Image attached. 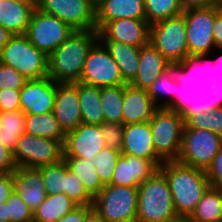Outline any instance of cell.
Masks as SVG:
<instances>
[{
  "mask_svg": "<svg viewBox=\"0 0 222 222\" xmlns=\"http://www.w3.org/2000/svg\"><path fill=\"white\" fill-rule=\"evenodd\" d=\"M222 9V5L216 4L206 8H191L183 11L186 20V38L189 53V69H198L207 72L210 80H221L222 77V55L219 59H213L214 68L204 69L203 64H210L206 57L215 47L213 39V25L215 17ZM205 60H207L205 62ZM201 65V66H200ZM205 71H204V70ZM215 69V70H214ZM216 73V74H215ZM220 75L218 76V74ZM215 74V75H213Z\"/></svg>",
  "mask_w": 222,
  "mask_h": 222,
  "instance_id": "cell-1",
  "label": "cell"
},
{
  "mask_svg": "<svg viewBox=\"0 0 222 222\" xmlns=\"http://www.w3.org/2000/svg\"><path fill=\"white\" fill-rule=\"evenodd\" d=\"M98 41V30H74L48 56V76L57 84L80 81L89 50Z\"/></svg>",
  "mask_w": 222,
  "mask_h": 222,
  "instance_id": "cell-2",
  "label": "cell"
},
{
  "mask_svg": "<svg viewBox=\"0 0 222 222\" xmlns=\"http://www.w3.org/2000/svg\"><path fill=\"white\" fill-rule=\"evenodd\" d=\"M159 170L168 180L178 216H190L210 187L206 170L175 161H164Z\"/></svg>",
  "mask_w": 222,
  "mask_h": 222,
  "instance_id": "cell-3",
  "label": "cell"
},
{
  "mask_svg": "<svg viewBox=\"0 0 222 222\" xmlns=\"http://www.w3.org/2000/svg\"><path fill=\"white\" fill-rule=\"evenodd\" d=\"M198 75H200V77ZM210 81L207 72H199L198 69H189L179 65H171L153 82L147 92L158 107L183 108ZM179 88L180 92L177 91ZM161 95H169L172 100H167L158 105L159 98L163 97Z\"/></svg>",
  "mask_w": 222,
  "mask_h": 222,
  "instance_id": "cell-4",
  "label": "cell"
},
{
  "mask_svg": "<svg viewBox=\"0 0 222 222\" xmlns=\"http://www.w3.org/2000/svg\"><path fill=\"white\" fill-rule=\"evenodd\" d=\"M177 216L168 180L158 170L138 186L136 222H167Z\"/></svg>",
  "mask_w": 222,
  "mask_h": 222,
  "instance_id": "cell-5",
  "label": "cell"
},
{
  "mask_svg": "<svg viewBox=\"0 0 222 222\" xmlns=\"http://www.w3.org/2000/svg\"><path fill=\"white\" fill-rule=\"evenodd\" d=\"M220 81L211 80L183 107L185 124L189 128L206 129L222 136V82Z\"/></svg>",
  "mask_w": 222,
  "mask_h": 222,
  "instance_id": "cell-6",
  "label": "cell"
},
{
  "mask_svg": "<svg viewBox=\"0 0 222 222\" xmlns=\"http://www.w3.org/2000/svg\"><path fill=\"white\" fill-rule=\"evenodd\" d=\"M149 42L172 65L189 68V53L184 15L150 24Z\"/></svg>",
  "mask_w": 222,
  "mask_h": 222,
  "instance_id": "cell-7",
  "label": "cell"
},
{
  "mask_svg": "<svg viewBox=\"0 0 222 222\" xmlns=\"http://www.w3.org/2000/svg\"><path fill=\"white\" fill-rule=\"evenodd\" d=\"M149 122L156 153L164 161L177 160L185 125L183 108L159 107Z\"/></svg>",
  "mask_w": 222,
  "mask_h": 222,
  "instance_id": "cell-8",
  "label": "cell"
},
{
  "mask_svg": "<svg viewBox=\"0 0 222 222\" xmlns=\"http://www.w3.org/2000/svg\"><path fill=\"white\" fill-rule=\"evenodd\" d=\"M138 187L105 185L93 197L92 209L106 222H136Z\"/></svg>",
  "mask_w": 222,
  "mask_h": 222,
  "instance_id": "cell-9",
  "label": "cell"
},
{
  "mask_svg": "<svg viewBox=\"0 0 222 222\" xmlns=\"http://www.w3.org/2000/svg\"><path fill=\"white\" fill-rule=\"evenodd\" d=\"M48 56L33 46L26 35H14L2 48L0 62L28 80L48 76Z\"/></svg>",
  "mask_w": 222,
  "mask_h": 222,
  "instance_id": "cell-10",
  "label": "cell"
},
{
  "mask_svg": "<svg viewBox=\"0 0 222 222\" xmlns=\"http://www.w3.org/2000/svg\"><path fill=\"white\" fill-rule=\"evenodd\" d=\"M222 148V136L206 129L183 128L177 162L207 170Z\"/></svg>",
  "mask_w": 222,
  "mask_h": 222,
  "instance_id": "cell-11",
  "label": "cell"
},
{
  "mask_svg": "<svg viewBox=\"0 0 222 222\" xmlns=\"http://www.w3.org/2000/svg\"><path fill=\"white\" fill-rule=\"evenodd\" d=\"M17 167H36L63 160V143L41 136L23 133L13 150Z\"/></svg>",
  "mask_w": 222,
  "mask_h": 222,
  "instance_id": "cell-12",
  "label": "cell"
},
{
  "mask_svg": "<svg viewBox=\"0 0 222 222\" xmlns=\"http://www.w3.org/2000/svg\"><path fill=\"white\" fill-rule=\"evenodd\" d=\"M73 32L68 24L56 16L35 8L25 35L33 46L49 56Z\"/></svg>",
  "mask_w": 222,
  "mask_h": 222,
  "instance_id": "cell-13",
  "label": "cell"
},
{
  "mask_svg": "<svg viewBox=\"0 0 222 222\" xmlns=\"http://www.w3.org/2000/svg\"><path fill=\"white\" fill-rule=\"evenodd\" d=\"M36 8L56 16L73 30H97L94 0H38Z\"/></svg>",
  "mask_w": 222,
  "mask_h": 222,
  "instance_id": "cell-14",
  "label": "cell"
},
{
  "mask_svg": "<svg viewBox=\"0 0 222 222\" xmlns=\"http://www.w3.org/2000/svg\"><path fill=\"white\" fill-rule=\"evenodd\" d=\"M79 82L95 87L126 85L117 63L99 40L87 54Z\"/></svg>",
  "mask_w": 222,
  "mask_h": 222,
  "instance_id": "cell-15",
  "label": "cell"
},
{
  "mask_svg": "<svg viewBox=\"0 0 222 222\" xmlns=\"http://www.w3.org/2000/svg\"><path fill=\"white\" fill-rule=\"evenodd\" d=\"M106 147L100 125H78L66 133L63 143V157H77L94 160L95 156Z\"/></svg>",
  "mask_w": 222,
  "mask_h": 222,
  "instance_id": "cell-16",
  "label": "cell"
},
{
  "mask_svg": "<svg viewBox=\"0 0 222 222\" xmlns=\"http://www.w3.org/2000/svg\"><path fill=\"white\" fill-rule=\"evenodd\" d=\"M150 24L146 19L121 18L107 21L98 30L99 41H116L134 47L149 43Z\"/></svg>",
  "mask_w": 222,
  "mask_h": 222,
  "instance_id": "cell-17",
  "label": "cell"
},
{
  "mask_svg": "<svg viewBox=\"0 0 222 222\" xmlns=\"http://www.w3.org/2000/svg\"><path fill=\"white\" fill-rule=\"evenodd\" d=\"M164 160H149L121 154L114 168L111 185L138 187L151 178Z\"/></svg>",
  "mask_w": 222,
  "mask_h": 222,
  "instance_id": "cell-18",
  "label": "cell"
},
{
  "mask_svg": "<svg viewBox=\"0 0 222 222\" xmlns=\"http://www.w3.org/2000/svg\"><path fill=\"white\" fill-rule=\"evenodd\" d=\"M57 83L49 76L27 80L20 89L21 110L37 115L53 110Z\"/></svg>",
  "mask_w": 222,
  "mask_h": 222,
  "instance_id": "cell-19",
  "label": "cell"
},
{
  "mask_svg": "<svg viewBox=\"0 0 222 222\" xmlns=\"http://www.w3.org/2000/svg\"><path fill=\"white\" fill-rule=\"evenodd\" d=\"M52 113L65 133L82 124V113L78 96V82L56 85V96Z\"/></svg>",
  "mask_w": 222,
  "mask_h": 222,
  "instance_id": "cell-20",
  "label": "cell"
},
{
  "mask_svg": "<svg viewBox=\"0 0 222 222\" xmlns=\"http://www.w3.org/2000/svg\"><path fill=\"white\" fill-rule=\"evenodd\" d=\"M12 175L14 191L34 211L47 197L40 168L17 167Z\"/></svg>",
  "mask_w": 222,
  "mask_h": 222,
  "instance_id": "cell-21",
  "label": "cell"
},
{
  "mask_svg": "<svg viewBox=\"0 0 222 222\" xmlns=\"http://www.w3.org/2000/svg\"><path fill=\"white\" fill-rule=\"evenodd\" d=\"M122 154L149 160H163L155 151L150 122L125 124Z\"/></svg>",
  "mask_w": 222,
  "mask_h": 222,
  "instance_id": "cell-22",
  "label": "cell"
},
{
  "mask_svg": "<svg viewBox=\"0 0 222 222\" xmlns=\"http://www.w3.org/2000/svg\"><path fill=\"white\" fill-rule=\"evenodd\" d=\"M158 108L147 90L123 85V125L147 122Z\"/></svg>",
  "mask_w": 222,
  "mask_h": 222,
  "instance_id": "cell-23",
  "label": "cell"
},
{
  "mask_svg": "<svg viewBox=\"0 0 222 222\" xmlns=\"http://www.w3.org/2000/svg\"><path fill=\"white\" fill-rule=\"evenodd\" d=\"M171 65L149 42L147 45L140 47L138 72L130 85L148 90L153 82Z\"/></svg>",
  "mask_w": 222,
  "mask_h": 222,
  "instance_id": "cell-24",
  "label": "cell"
},
{
  "mask_svg": "<svg viewBox=\"0 0 222 222\" xmlns=\"http://www.w3.org/2000/svg\"><path fill=\"white\" fill-rule=\"evenodd\" d=\"M121 18L146 19L144 0H99L96 3L97 30L107 21Z\"/></svg>",
  "mask_w": 222,
  "mask_h": 222,
  "instance_id": "cell-25",
  "label": "cell"
},
{
  "mask_svg": "<svg viewBox=\"0 0 222 222\" xmlns=\"http://www.w3.org/2000/svg\"><path fill=\"white\" fill-rule=\"evenodd\" d=\"M35 8L27 0H1L0 25L13 35H25Z\"/></svg>",
  "mask_w": 222,
  "mask_h": 222,
  "instance_id": "cell-26",
  "label": "cell"
},
{
  "mask_svg": "<svg viewBox=\"0 0 222 222\" xmlns=\"http://www.w3.org/2000/svg\"><path fill=\"white\" fill-rule=\"evenodd\" d=\"M117 63L121 76L130 84L138 72L140 47H134L116 41H100Z\"/></svg>",
  "mask_w": 222,
  "mask_h": 222,
  "instance_id": "cell-27",
  "label": "cell"
},
{
  "mask_svg": "<svg viewBox=\"0 0 222 222\" xmlns=\"http://www.w3.org/2000/svg\"><path fill=\"white\" fill-rule=\"evenodd\" d=\"M78 206L64 193L47 195L45 200L33 211L37 222H57Z\"/></svg>",
  "mask_w": 222,
  "mask_h": 222,
  "instance_id": "cell-28",
  "label": "cell"
},
{
  "mask_svg": "<svg viewBox=\"0 0 222 222\" xmlns=\"http://www.w3.org/2000/svg\"><path fill=\"white\" fill-rule=\"evenodd\" d=\"M78 96L82 113V123L100 125L105 122L100 102V87L78 82Z\"/></svg>",
  "mask_w": 222,
  "mask_h": 222,
  "instance_id": "cell-29",
  "label": "cell"
},
{
  "mask_svg": "<svg viewBox=\"0 0 222 222\" xmlns=\"http://www.w3.org/2000/svg\"><path fill=\"white\" fill-rule=\"evenodd\" d=\"M25 133L60 140L62 143L66 136L52 111L37 115L26 114Z\"/></svg>",
  "mask_w": 222,
  "mask_h": 222,
  "instance_id": "cell-30",
  "label": "cell"
},
{
  "mask_svg": "<svg viewBox=\"0 0 222 222\" xmlns=\"http://www.w3.org/2000/svg\"><path fill=\"white\" fill-rule=\"evenodd\" d=\"M68 170L75 174L83 183L86 191L95 197L104 188L96 169L94 167V160L80 159L77 157H63Z\"/></svg>",
  "mask_w": 222,
  "mask_h": 222,
  "instance_id": "cell-31",
  "label": "cell"
},
{
  "mask_svg": "<svg viewBox=\"0 0 222 222\" xmlns=\"http://www.w3.org/2000/svg\"><path fill=\"white\" fill-rule=\"evenodd\" d=\"M26 114L22 110L0 111V141L13 152L20 136L25 133Z\"/></svg>",
  "mask_w": 222,
  "mask_h": 222,
  "instance_id": "cell-32",
  "label": "cell"
},
{
  "mask_svg": "<svg viewBox=\"0 0 222 222\" xmlns=\"http://www.w3.org/2000/svg\"><path fill=\"white\" fill-rule=\"evenodd\" d=\"M190 217L195 222H222V198L220 189L209 187Z\"/></svg>",
  "mask_w": 222,
  "mask_h": 222,
  "instance_id": "cell-33",
  "label": "cell"
},
{
  "mask_svg": "<svg viewBox=\"0 0 222 222\" xmlns=\"http://www.w3.org/2000/svg\"><path fill=\"white\" fill-rule=\"evenodd\" d=\"M105 122L123 124V85L100 87Z\"/></svg>",
  "mask_w": 222,
  "mask_h": 222,
  "instance_id": "cell-34",
  "label": "cell"
},
{
  "mask_svg": "<svg viewBox=\"0 0 222 222\" xmlns=\"http://www.w3.org/2000/svg\"><path fill=\"white\" fill-rule=\"evenodd\" d=\"M145 17L149 24L183 13L180 0H144Z\"/></svg>",
  "mask_w": 222,
  "mask_h": 222,
  "instance_id": "cell-35",
  "label": "cell"
},
{
  "mask_svg": "<svg viewBox=\"0 0 222 222\" xmlns=\"http://www.w3.org/2000/svg\"><path fill=\"white\" fill-rule=\"evenodd\" d=\"M47 195L64 193L66 184V164L62 160L55 164L42 165L39 167Z\"/></svg>",
  "mask_w": 222,
  "mask_h": 222,
  "instance_id": "cell-36",
  "label": "cell"
},
{
  "mask_svg": "<svg viewBox=\"0 0 222 222\" xmlns=\"http://www.w3.org/2000/svg\"><path fill=\"white\" fill-rule=\"evenodd\" d=\"M121 154L119 150L104 147L95 156L94 167L104 186L111 184L114 168Z\"/></svg>",
  "mask_w": 222,
  "mask_h": 222,
  "instance_id": "cell-37",
  "label": "cell"
},
{
  "mask_svg": "<svg viewBox=\"0 0 222 222\" xmlns=\"http://www.w3.org/2000/svg\"><path fill=\"white\" fill-rule=\"evenodd\" d=\"M64 194L71 198L77 205H92L93 197L86 191L78 177L68 170L67 166Z\"/></svg>",
  "mask_w": 222,
  "mask_h": 222,
  "instance_id": "cell-38",
  "label": "cell"
},
{
  "mask_svg": "<svg viewBox=\"0 0 222 222\" xmlns=\"http://www.w3.org/2000/svg\"><path fill=\"white\" fill-rule=\"evenodd\" d=\"M6 204L7 217H10V222H27L33 220V211L15 191L9 196Z\"/></svg>",
  "mask_w": 222,
  "mask_h": 222,
  "instance_id": "cell-39",
  "label": "cell"
},
{
  "mask_svg": "<svg viewBox=\"0 0 222 222\" xmlns=\"http://www.w3.org/2000/svg\"><path fill=\"white\" fill-rule=\"evenodd\" d=\"M100 132L106 147L119 151L122 150L124 132V125L122 123L104 122L100 124Z\"/></svg>",
  "mask_w": 222,
  "mask_h": 222,
  "instance_id": "cell-40",
  "label": "cell"
},
{
  "mask_svg": "<svg viewBox=\"0 0 222 222\" xmlns=\"http://www.w3.org/2000/svg\"><path fill=\"white\" fill-rule=\"evenodd\" d=\"M27 80L16 69L0 62V89H21Z\"/></svg>",
  "mask_w": 222,
  "mask_h": 222,
  "instance_id": "cell-41",
  "label": "cell"
},
{
  "mask_svg": "<svg viewBox=\"0 0 222 222\" xmlns=\"http://www.w3.org/2000/svg\"><path fill=\"white\" fill-rule=\"evenodd\" d=\"M21 110L20 89H0V111Z\"/></svg>",
  "mask_w": 222,
  "mask_h": 222,
  "instance_id": "cell-42",
  "label": "cell"
},
{
  "mask_svg": "<svg viewBox=\"0 0 222 222\" xmlns=\"http://www.w3.org/2000/svg\"><path fill=\"white\" fill-rule=\"evenodd\" d=\"M206 174L210 182V187L222 189V148L207 168Z\"/></svg>",
  "mask_w": 222,
  "mask_h": 222,
  "instance_id": "cell-43",
  "label": "cell"
},
{
  "mask_svg": "<svg viewBox=\"0 0 222 222\" xmlns=\"http://www.w3.org/2000/svg\"><path fill=\"white\" fill-rule=\"evenodd\" d=\"M16 168L13 152L0 141V173H13Z\"/></svg>",
  "mask_w": 222,
  "mask_h": 222,
  "instance_id": "cell-44",
  "label": "cell"
},
{
  "mask_svg": "<svg viewBox=\"0 0 222 222\" xmlns=\"http://www.w3.org/2000/svg\"><path fill=\"white\" fill-rule=\"evenodd\" d=\"M92 210V205H78L57 222H85L86 216Z\"/></svg>",
  "mask_w": 222,
  "mask_h": 222,
  "instance_id": "cell-45",
  "label": "cell"
},
{
  "mask_svg": "<svg viewBox=\"0 0 222 222\" xmlns=\"http://www.w3.org/2000/svg\"><path fill=\"white\" fill-rule=\"evenodd\" d=\"M13 191L12 173H0V203H6Z\"/></svg>",
  "mask_w": 222,
  "mask_h": 222,
  "instance_id": "cell-46",
  "label": "cell"
},
{
  "mask_svg": "<svg viewBox=\"0 0 222 222\" xmlns=\"http://www.w3.org/2000/svg\"><path fill=\"white\" fill-rule=\"evenodd\" d=\"M215 46L222 49V9L218 12L213 25Z\"/></svg>",
  "mask_w": 222,
  "mask_h": 222,
  "instance_id": "cell-47",
  "label": "cell"
},
{
  "mask_svg": "<svg viewBox=\"0 0 222 222\" xmlns=\"http://www.w3.org/2000/svg\"><path fill=\"white\" fill-rule=\"evenodd\" d=\"M183 10L191 8H206L217 3L214 0H180Z\"/></svg>",
  "mask_w": 222,
  "mask_h": 222,
  "instance_id": "cell-48",
  "label": "cell"
},
{
  "mask_svg": "<svg viewBox=\"0 0 222 222\" xmlns=\"http://www.w3.org/2000/svg\"><path fill=\"white\" fill-rule=\"evenodd\" d=\"M13 36L14 35L10 31L6 30L3 26L0 25V56L2 48Z\"/></svg>",
  "mask_w": 222,
  "mask_h": 222,
  "instance_id": "cell-49",
  "label": "cell"
},
{
  "mask_svg": "<svg viewBox=\"0 0 222 222\" xmlns=\"http://www.w3.org/2000/svg\"><path fill=\"white\" fill-rule=\"evenodd\" d=\"M85 222H106L100 215L92 210L85 218Z\"/></svg>",
  "mask_w": 222,
  "mask_h": 222,
  "instance_id": "cell-50",
  "label": "cell"
},
{
  "mask_svg": "<svg viewBox=\"0 0 222 222\" xmlns=\"http://www.w3.org/2000/svg\"><path fill=\"white\" fill-rule=\"evenodd\" d=\"M0 221H10V217H7L6 203H0Z\"/></svg>",
  "mask_w": 222,
  "mask_h": 222,
  "instance_id": "cell-51",
  "label": "cell"
},
{
  "mask_svg": "<svg viewBox=\"0 0 222 222\" xmlns=\"http://www.w3.org/2000/svg\"><path fill=\"white\" fill-rule=\"evenodd\" d=\"M167 222H195L190 216H177Z\"/></svg>",
  "mask_w": 222,
  "mask_h": 222,
  "instance_id": "cell-52",
  "label": "cell"
},
{
  "mask_svg": "<svg viewBox=\"0 0 222 222\" xmlns=\"http://www.w3.org/2000/svg\"><path fill=\"white\" fill-rule=\"evenodd\" d=\"M27 1L32 2V3H34L35 5H36L37 2H38V0H27Z\"/></svg>",
  "mask_w": 222,
  "mask_h": 222,
  "instance_id": "cell-53",
  "label": "cell"
},
{
  "mask_svg": "<svg viewBox=\"0 0 222 222\" xmlns=\"http://www.w3.org/2000/svg\"><path fill=\"white\" fill-rule=\"evenodd\" d=\"M217 4L222 5V0H214Z\"/></svg>",
  "mask_w": 222,
  "mask_h": 222,
  "instance_id": "cell-54",
  "label": "cell"
}]
</instances>
